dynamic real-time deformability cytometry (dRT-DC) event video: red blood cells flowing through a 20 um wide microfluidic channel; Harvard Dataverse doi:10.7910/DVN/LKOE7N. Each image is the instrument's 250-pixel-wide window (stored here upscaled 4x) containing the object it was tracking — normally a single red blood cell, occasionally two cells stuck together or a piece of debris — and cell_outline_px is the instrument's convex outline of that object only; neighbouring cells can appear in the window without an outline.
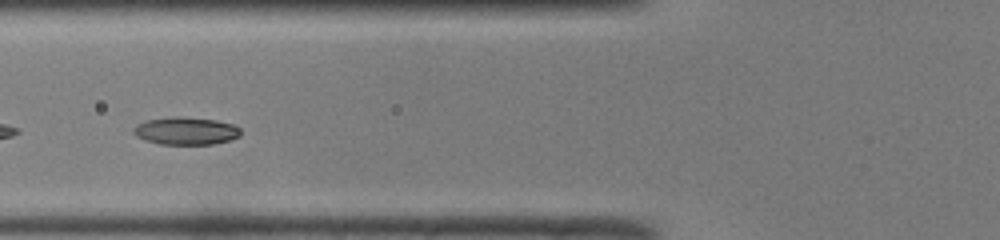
{"species": "common noctule bat (a hibernating species)", "species_latin": "Nyctalus noctula", "temperature_condition": "room temperature", "stored_images_in_passage": 45, "camera_frame_rate_fps": 3000, "um_per_image_px": 0.085, "animal": {"sex": "male", "body_mass_g": 19.0, "forearm_length_mm": 50.8}, "frame": {"image": 1, "passage_image": 15, "time_ms": 4.667, "image_size_px": [1000, 240], "cell_outline_px": [[240, 136], [228, 140], [212, 144], [160, 144], [144, 140], [136, 136], [132, 132], [132, 128], [136, 124], [144, 120], [172, 116], [184, 116], [216, 120], [236, 124], [240, 128]], "centroid_in_image_um": [15.76, 11.11], "position_along_channel_um": 110.0, "area_um2": 17.57}}
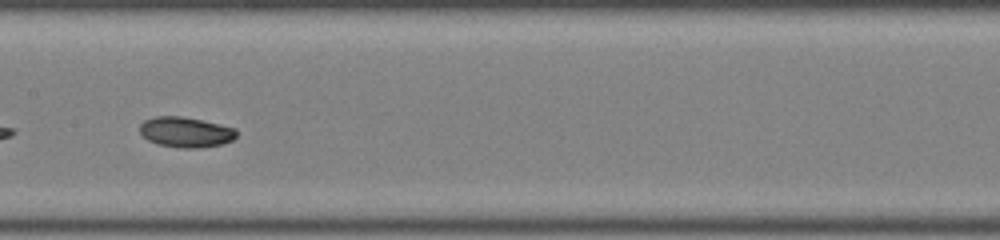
{"frame": {"image": 2, "passage_image": 21, "time_ms": 6.667, "image_size_px": [1000, 240], "cell_outline_px": [[236, 136], [232, 140], [220, 144], [200, 148], [180, 148], [156, 144], [148, 140], [140, 132], [140, 124], [144, 120], [156, 116], [180, 116], [220, 124], [236, 128]], "centroid_in_image_um": [15.77, 11.23], "position_along_channel_um": 191.6, "area_um2": 17.05}}
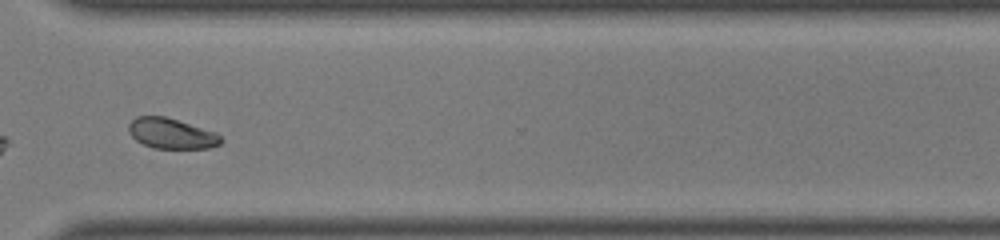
{"frame": {"image": 3, "passage_image": 33, "time_ms": 10.667, "image_size_px": [1000, 240], "cell_outline_px": [[224, 140], [220, 144], [208, 148], [152, 148], [136, 140], [128, 132], [128, 124], [136, 116], [164, 116], [216, 132]], "centroid_in_image_um": [14.56, 11.35], "position_along_channel_um": 356.0, "area_um2": 16.3}, "authors_computed_cell_mechanics": {"area_um2": 17.5712, "velocity_mm_per_s": 4.0816, "shape_relaxation_time_tau1_ms": 3.317, "shape_relaxation_time_tau2_ms": 3.1213, "deformation_change_tau1": 0.0954, "deformation_change_tau2": 0.0538}}